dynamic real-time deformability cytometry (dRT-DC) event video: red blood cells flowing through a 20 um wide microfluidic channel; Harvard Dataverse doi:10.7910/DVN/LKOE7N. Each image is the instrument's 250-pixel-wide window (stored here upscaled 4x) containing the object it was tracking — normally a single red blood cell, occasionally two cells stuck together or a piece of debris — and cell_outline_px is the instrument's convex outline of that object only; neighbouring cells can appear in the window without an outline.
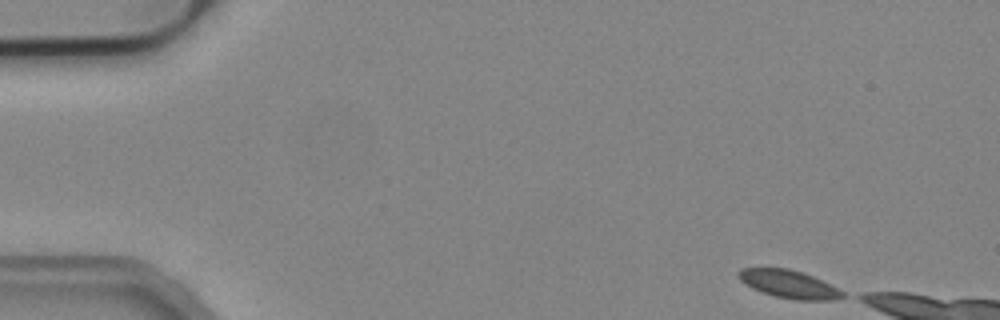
{"species": "common noctule bat (a hibernating species)", "species_latin": "Nyctalus noctula", "temperature_condition": "cold", "stored_images_in_passage": 47, "camera_frame_rate_fps": 3000, "um_per_image_px": 0.085, "animal": {"sex": "male", "body_mass_g": 19.2, "forearm_length_mm": 51.8}, "frame": {"image": 1, "passage_image": 1, "time_ms": 0.0, "image_size_px": [1000, 320], "cell_outline_px": [[844, 296], [832, 300], [796, 300], [776, 296], [752, 288], [740, 280], [736, 276], [736, 272], [740, 268], [788, 268], [804, 272], [844, 292]], "centroid_in_image_um": [67.0, 24.13], "position_along_channel_um": 18.0, "area_um2": 16.76}}
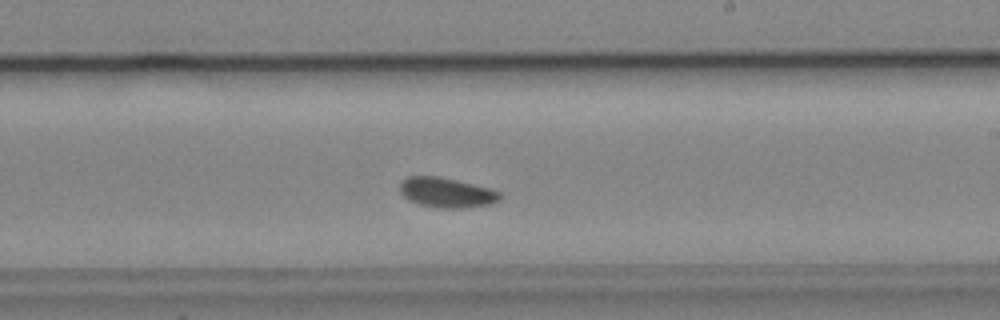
{"frame": {"image": 2, "passage_image": 28, "time_ms": 9.0, "image_size_px": [1000, 320], "cell_outline_px": [[500, 200], [492, 204], [464, 208], [440, 208], [420, 204], [408, 200], [400, 192], [400, 184], [408, 176], [440, 176], [488, 188], [500, 192]], "centroid_in_image_um": [37.96, 16.37], "position_along_channel_um": 251.0, "area_um2": 17.34}}
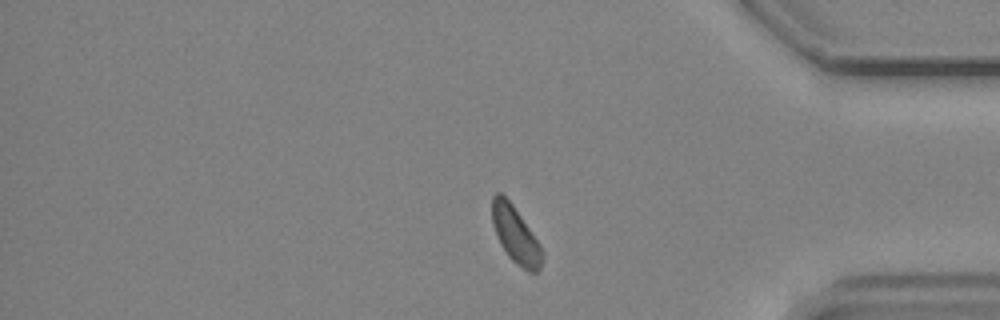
{"frame": {"image": 3, "passage_image": 41, "time_ms": 13.333, "image_size_px": [1000, 320], "cell_outline_px": [[540, 268], [536, 272], [528, 272], [516, 264], [508, 256], [500, 244], [492, 224], [492, 196], [496, 192], [500, 192], [512, 204], [540, 244]], "centroid_in_image_um": [43.77, 19.94], "position_along_channel_um": 391.4, "area_um2": 16.13}}